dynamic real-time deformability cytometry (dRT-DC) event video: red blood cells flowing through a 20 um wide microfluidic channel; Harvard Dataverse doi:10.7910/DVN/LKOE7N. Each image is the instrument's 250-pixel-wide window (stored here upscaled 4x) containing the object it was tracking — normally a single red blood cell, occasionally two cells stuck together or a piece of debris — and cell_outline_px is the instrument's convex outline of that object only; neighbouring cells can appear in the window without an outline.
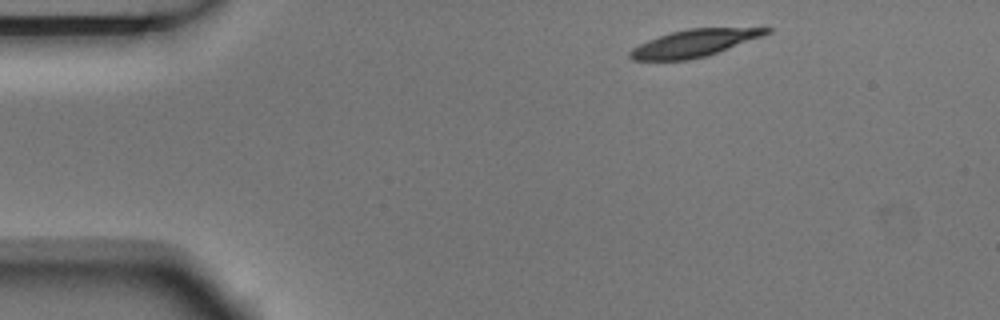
{"species": "Egyptian fruit bat (a non-hibernating species)", "species_latin": "Rousettus aegyptiacus", "temperature_condition": "room temperature", "stored_images_in_passage": 4, "camera_frame_rate_fps": 3000, "um_per_image_px": 0.085, "animal": {"sex": "male"}, "frame": {"image": 1, "passage_image": 1, "time_ms": 0.0, "image_size_px": [1000, 320], "cell_outline_px": [[772, 32], [716, 52], [704, 56], [688, 60], [632, 60], [628, 56], [628, 52], [632, 48], [648, 40], [672, 32], [688, 28], [772, 28]], "centroid_in_image_um": [58.94, 3.67], "position_along_channel_um": 26.1, "area_um2": 21.1}}
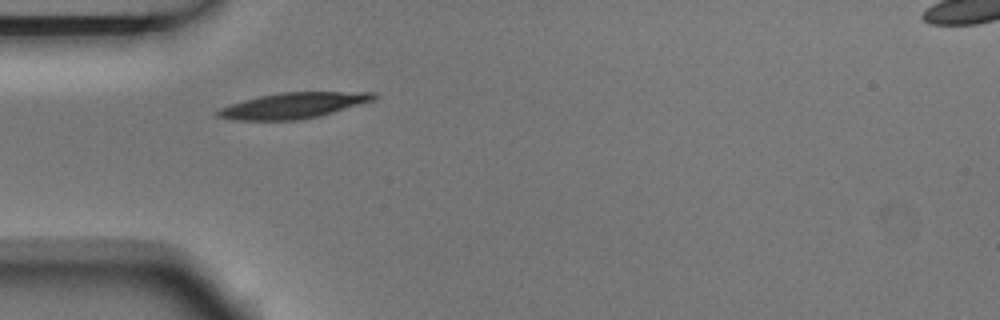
{"frame": {"image": 2, "passage_image": 3, "time_ms": 0.667, "image_size_px": [1000, 320], "cell_outline_px": [[380, 96], [376, 100], [320, 116], [300, 120], [232, 120], [216, 116], [216, 112], [220, 108], [244, 100], [260, 96], [280, 92], [376, 92]], "centroid_in_image_um": [25.0, 8.97], "position_along_channel_um": 60.0, "area_um2": 23.52}}
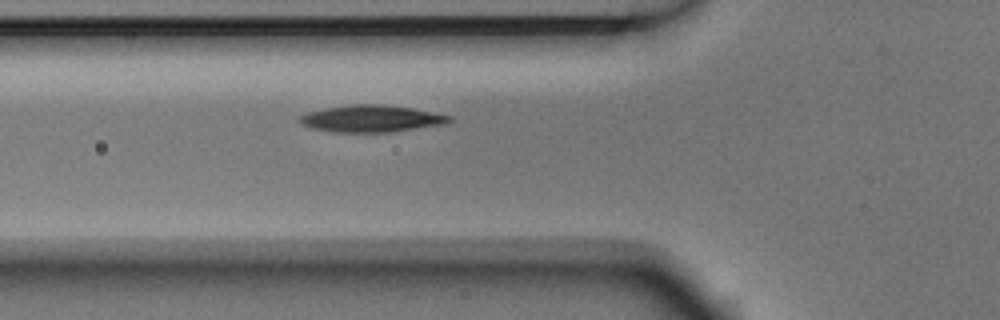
{"frame": {"image": 3, "passage_image": 4, "time_ms": 1.0, "image_size_px": [1000, 320], "cell_outline_px": [[452, 120], [448, 124], [396, 132], [336, 132], [312, 128], [300, 124], [296, 120], [300, 116], [308, 112], [324, 108], [352, 104], [380, 104], [412, 108], [452, 116]], "centroid_in_image_um": [31.59, 10.09], "position_along_channel_um": 94.2, "area_um2": 23.76}}